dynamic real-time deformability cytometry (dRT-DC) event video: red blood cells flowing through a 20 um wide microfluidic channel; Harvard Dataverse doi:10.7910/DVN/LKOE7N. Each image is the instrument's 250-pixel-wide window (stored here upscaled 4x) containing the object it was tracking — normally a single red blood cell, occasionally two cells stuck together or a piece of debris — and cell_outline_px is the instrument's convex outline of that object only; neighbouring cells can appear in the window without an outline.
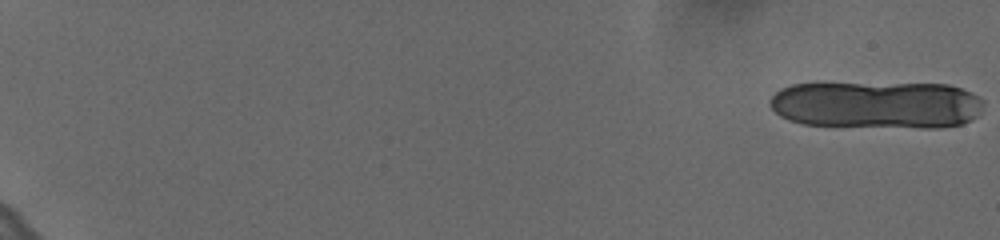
{"species": "human", "species_latin": "Homo sapiens", "temperature_condition": "cold", "stored_images_in_passage": 19, "camera_frame_rate_fps": 3000, "um_per_image_px": 0.085, "donor": {"sex": "female"}, "frame": {"image": 1, "passage_image": 1, "time_ms": 0.0, "image_size_px": [1000, 240], "cell_outline_px": [[984, 100], [976, 116], [960, 124], [940, 128], [924, 128], [804, 124], [780, 116], [768, 104], [768, 100], [780, 88], [792, 84], [812, 80], [820, 80], [948, 84], [960, 88]], "centroid_in_image_um": [74.41, 8.84], "position_along_channel_um": 10.6, "area_um2": 61.04}}